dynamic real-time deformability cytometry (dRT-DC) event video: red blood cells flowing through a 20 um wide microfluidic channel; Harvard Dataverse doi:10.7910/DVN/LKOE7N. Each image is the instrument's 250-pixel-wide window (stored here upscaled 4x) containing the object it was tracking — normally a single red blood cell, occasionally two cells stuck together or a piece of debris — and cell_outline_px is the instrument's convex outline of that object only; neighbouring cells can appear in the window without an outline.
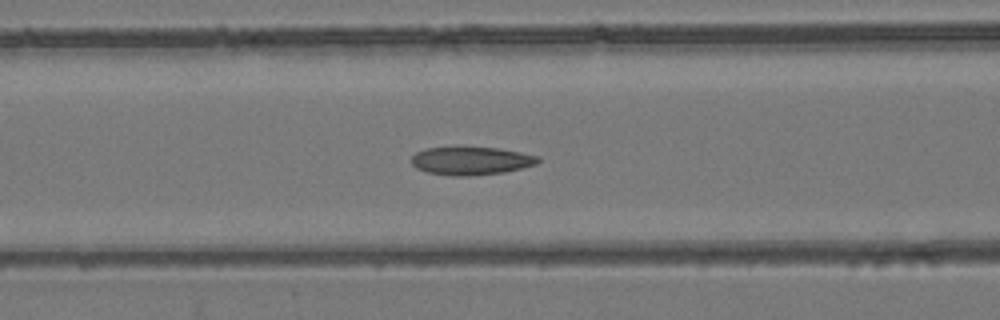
{"species": "common noctule bat (a hibernating species)", "species_latin": "Nyctalus noctula", "temperature_condition": "room temperature", "stored_images_in_passage": 41, "camera_frame_rate_fps": 3000, "um_per_image_px": 0.085, "animal": {"sex": "female", "body_mass_g": 24.6, "forearm_length_mm": 56.2}, "frame": {"image": 1, "passage_image": 9, "time_ms": 2.667, "image_size_px": [1000, 320], "cell_outline_px": [[540, 160], [536, 164], [504, 172], [468, 176], [456, 176], [428, 172], [416, 168], [412, 164], [412, 156], [416, 152], [424, 148], [496, 148], [520, 152], [540, 156]], "centroid_in_image_um": [40.04, 13.67], "position_along_channel_um": 126.6, "area_um2": 20.4}}
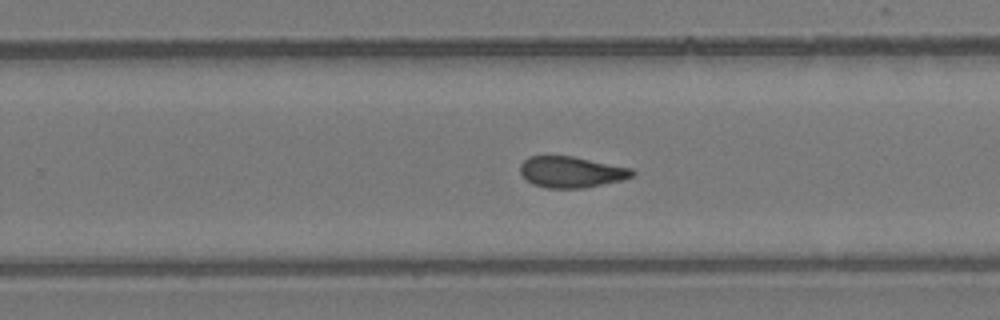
{"frame": {"image": 2, "passage_image": 21, "time_ms": 6.667, "image_size_px": [1000, 320], "cell_outline_px": [[636, 172], [632, 176], [620, 180], [584, 188], [548, 188], [532, 184], [520, 172], [520, 164], [528, 156], [572, 156], [632, 168]], "centroid_in_image_um": [48.55, 14.61], "position_along_channel_um": 281.3, "area_um2": 20.17}}
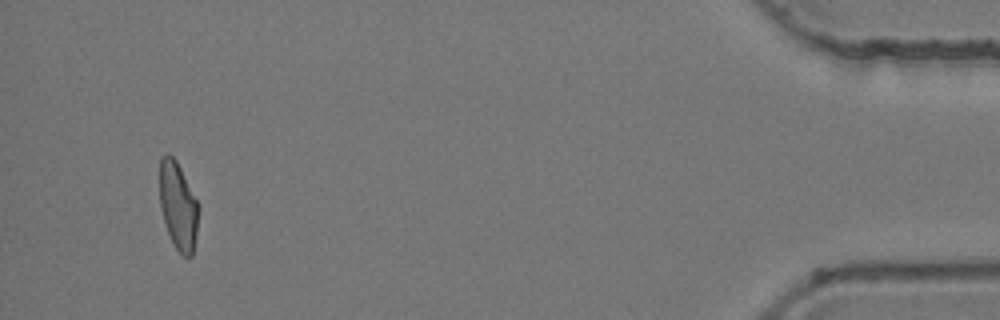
{"frame": {"image": 3, "passage_image": 38, "time_ms": 12.333, "image_size_px": [1000, 320], "cell_outline_px": [[200, 208], [192, 256], [184, 256], [176, 248], [168, 232], [160, 208], [160, 156], [168, 152], [176, 160]], "centroid_in_image_um": [15.13, 17.47], "position_along_channel_um": 420.1, "area_um2": 19.54}, "authors_computed_cell_mechanics": {"area_um2": 20.6346, "velocity_mm_per_s": 3.8783, "shape_relaxation_time_tau1_ms": null, "shape_relaxation_time_tau2_ms": 3.0566, "deformation_change_tau1": null, "deformation_change_tau2": 0.117}}